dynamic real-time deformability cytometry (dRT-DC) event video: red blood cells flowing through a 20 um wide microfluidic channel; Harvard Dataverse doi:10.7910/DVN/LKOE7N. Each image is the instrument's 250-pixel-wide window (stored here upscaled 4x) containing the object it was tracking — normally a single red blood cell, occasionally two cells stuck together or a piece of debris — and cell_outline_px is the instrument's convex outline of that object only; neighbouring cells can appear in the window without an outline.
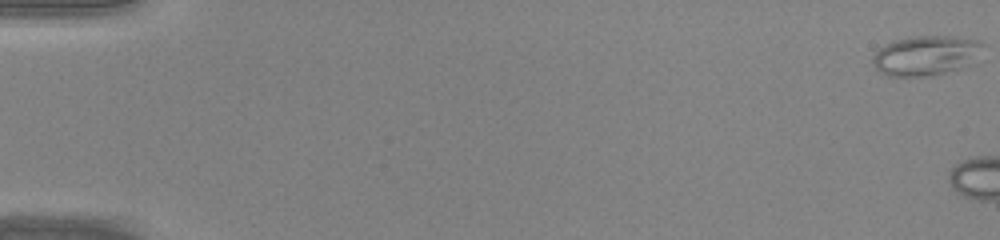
{"species": "common noctule bat (a hibernating species)", "species_latin": "Nyctalus noctula", "temperature_condition": "warm", "stored_images_in_passage": 5, "camera_frame_rate_fps": 3000, "um_per_image_px": 0.085, "animal": {"sex": "male", "body_mass_g": 20.0, "forearm_length_mm": 53.3}, "frame": {"image": 1, "passage_image": 1, "time_ms": 0.0, "image_size_px": [1000, 240], "cell_outline_px": [[984, 44], [968, 64], [960, 68], [932, 76], [888, 76], [880, 72], [872, 64], [872, 56], [880, 48], [892, 40], [916, 36], [952, 36], [980, 40]], "centroid_in_image_um": [78.63, 4.71], "position_along_channel_um": 6.4, "area_um2": 25.32}}